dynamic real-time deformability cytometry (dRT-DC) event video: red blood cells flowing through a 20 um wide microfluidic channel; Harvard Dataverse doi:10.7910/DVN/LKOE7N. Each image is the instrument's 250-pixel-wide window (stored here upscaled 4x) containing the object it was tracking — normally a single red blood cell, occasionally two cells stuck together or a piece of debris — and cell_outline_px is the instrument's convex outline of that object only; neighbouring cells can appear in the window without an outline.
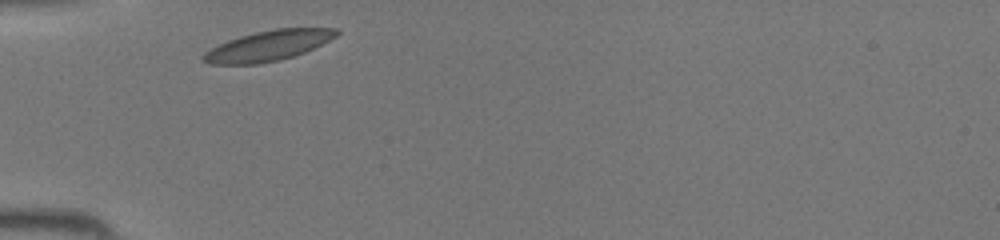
{"species": "common noctule bat (a hibernating species)", "species_latin": "Nyctalus noctula", "temperature_condition": "room temperature", "stored_images_in_passage": 25, "camera_frame_rate_fps": 3000, "um_per_image_px": 0.085, "animal": {"sex": "female", "body_mass_g": 19.5, "forearm_length_mm": 54.1}, "frame": {"image": 1, "passage_image": 1, "time_ms": 0.0, "image_size_px": [1000, 240], "cell_outline_px": [[340, 32], [336, 36], [304, 52], [280, 60], [256, 64], [208, 64], [200, 60], [200, 56], [204, 52], [228, 40], [240, 36], [256, 32], [276, 28], [336, 28]], "centroid_in_image_um": [22.74, 3.89], "position_along_channel_um": 62.3, "area_um2": 23.29}}
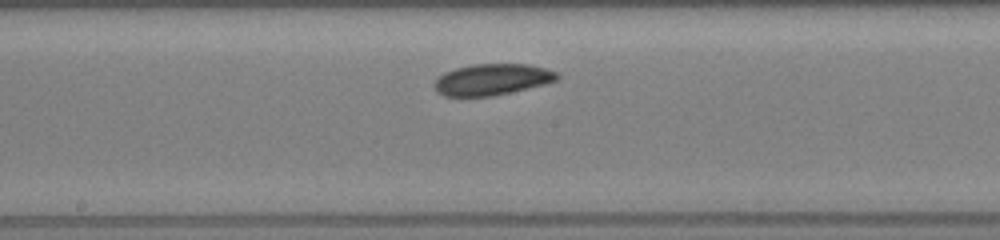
{"frame": {"image": 2, "passage_image": 11, "time_ms": 3.333, "image_size_px": [1000, 240], "cell_outline_px": [[560, 76], [556, 80], [544, 84], [492, 96], [444, 96], [436, 92], [432, 84], [444, 72], [456, 68], [472, 64], [528, 64], [560, 72]], "centroid_in_image_um": [41.81, 6.75], "position_along_channel_um": 206.4, "area_um2": 22.37}}
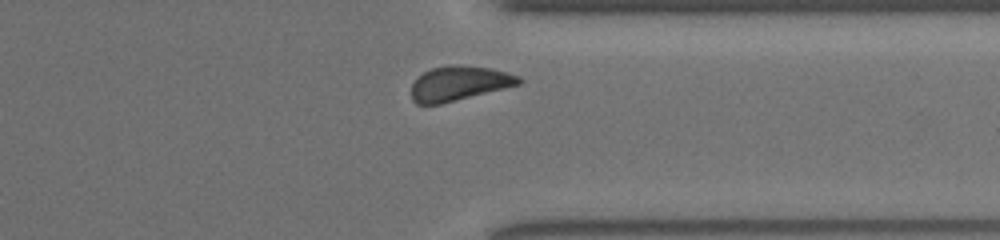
{"frame": {"image": 3, "passage_image": 22, "time_ms": 7.0, "image_size_px": [1000, 240], "cell_outline_px": [[524, 80], [520, 84], [440, 104], [416, 104], [412, 100], [412, 84], [424, 72], [432, 68], [452, 64], [456, 64], [492, 68], [508, 72], [520, 76]], "centroid_in_image_um": [39.05, 7.07], "position_along_channel_um": 372.3, "area_um2": 21.56}}